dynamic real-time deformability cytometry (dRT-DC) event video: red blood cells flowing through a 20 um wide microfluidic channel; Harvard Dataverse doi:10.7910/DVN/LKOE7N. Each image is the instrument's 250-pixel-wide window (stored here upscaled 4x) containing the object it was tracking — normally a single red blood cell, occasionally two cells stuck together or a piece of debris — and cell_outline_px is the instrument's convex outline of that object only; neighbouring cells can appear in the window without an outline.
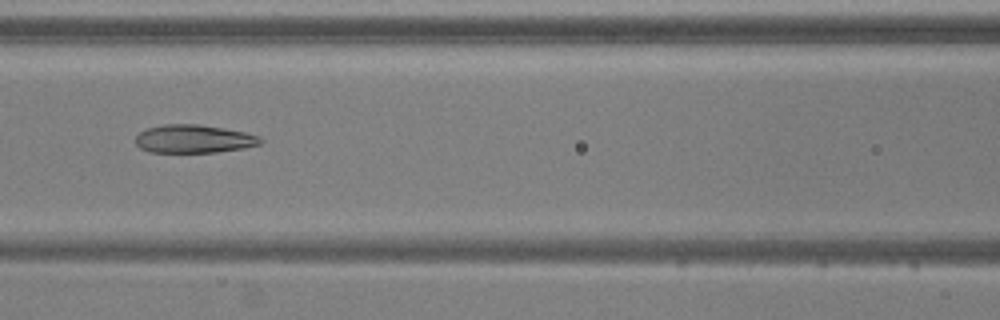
{"species": "common noctule bat (a hibernating species)", "species_latin": "Nyctalus noctula", "temperature_condition": "warm", "stored_images_in_passage": 52, "camera_frame_rate_fps": 3000, "um_per_image_px": 0.085, "animal": {"sex": "male", "body_mass_g": 20.5, "forearm_length_mm": 52.5}, "frame": {"image": 1, "passage_image": 22, "time_ms": 7.0, "image_size_px": [1000, 320], "cell_outline_px": [[264, 140], [260, 144], [244, 148], [216, 152], [148, 152], [140, 148], [136, 144], [136, 136], [140, 132], [148, 128], [164, 124], [200, 124], [224, 128], [244, 132], [260, 136]], "centroid_in_image_um": [16.48, 11.8], "position_along_channel_um": 150.1, "area_um2": 20.58}}
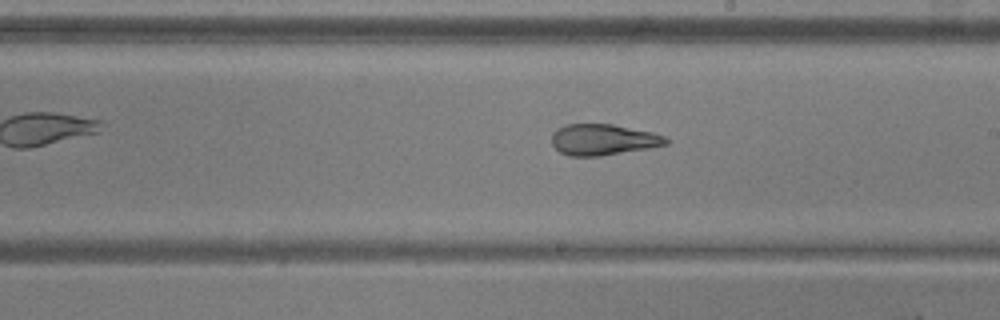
{"frame": {"image": 2, "passage_image": 29, "time_ms": 9.333, "image_size_px": [1000, 320], "cell_outline_px": [[668, 144], [648, 148], [600, 156], [568, 156], [560, 152], [552, 144], [552, 132], [556, 128], [568, 124], [612, 124], [652, 132], [664, 136], [668, 140]], "centroid_in_image_um": [51.23, 11.87], "position_along_channel_um": 237.8, "area_um2": 20.63}}
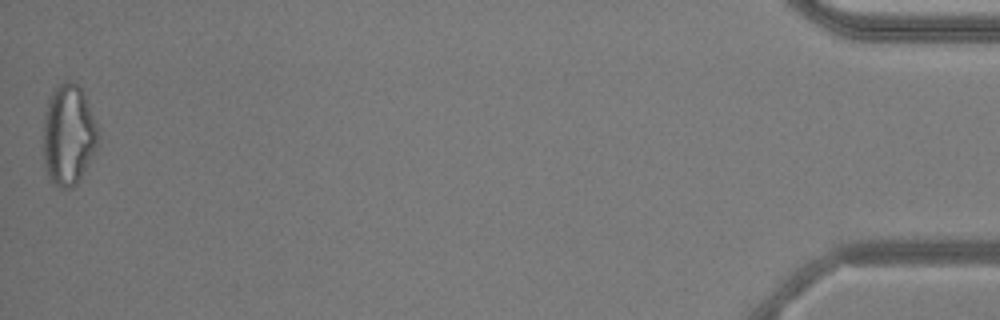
{"frame": {"image": 3, "passage_image": 52, "time_ms": 17.0, "image_size_px": [1000, 320], "cell_outline_px": [[100, 140], [88, 164], [76, 184], [72, 188], [60, 188], [52, 184], [48, 180], [44, 164], [44, 112], [48, 96], [64, 80], [72, 80], [84, 92], [100, 128]], "centroid_in_image_um": [5.84, 11.45], "position_along_channel_um": 429.4, "area_um2": 32.95}, "authors_computed_cell_mechanics": {"area_um2": 24.9696, "velocity_mm_per_s": 3.7561, "shape_relaxation_time_tau1_ms": null, "shape_relaxation_time_tau2_ms": 2.0542, "deformation_change_tau1": null, "deformation_change_tau2": 0.0995}}